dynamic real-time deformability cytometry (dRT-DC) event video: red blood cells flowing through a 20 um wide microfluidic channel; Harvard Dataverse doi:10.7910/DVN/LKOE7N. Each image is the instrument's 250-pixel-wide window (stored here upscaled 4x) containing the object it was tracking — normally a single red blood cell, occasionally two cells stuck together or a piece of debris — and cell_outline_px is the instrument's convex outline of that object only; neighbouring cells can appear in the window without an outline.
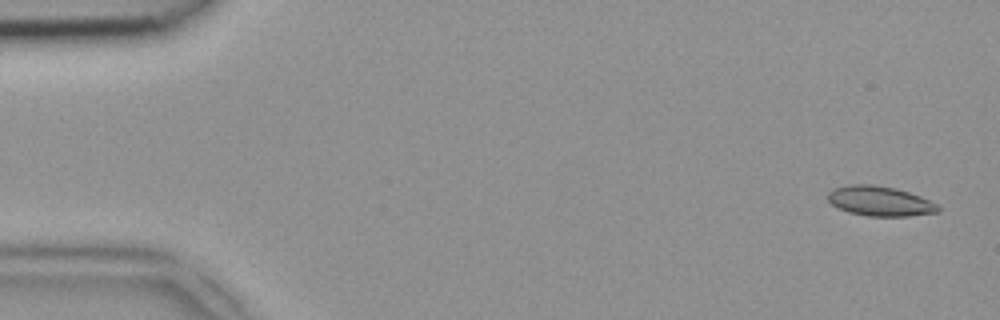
{"species": "common noctule bat (a hibernating species)", "species_latin": "Nyctalus noctula", "temperature_condition": "room temperature", "stored_images_in_passage": 48, "camera_frame_rate_fps": 3000, "um_per_image_px": 0.085, "animal": {"sex": "female", "body_mass_g": 18.4}, "frame": {"image": 1, "passage_image": 2, "time_ms": 0.333, "image_size_px": [1000, 320], "cell_outline_px": [[940, 212], [908, 216], [868, 216], [848, 212], [832, 204], [828, 200], [828, 192], [832, 188], [848, 184], [876, 184], [896, 188], [920, 196], [936, 204], [940, 208]], "centroid_in_image_um": [74.77, 17.08], "position_along_channel_um": 10.2, "area_um2": 19.25}}
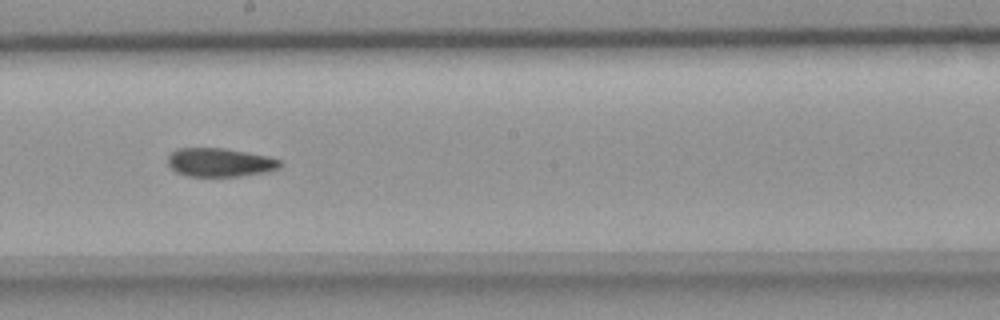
{"frame": {"image": 2, "passage_image": 27, "time_ms": 8.667, "image_size_px": [1000, 320], "cell_outline_px": [[284, 164], [280, 168], [264, 172], [240, 176], [188, 176], [176, 172], [168, 164], [168, 156], [176, 148], [224, 148], [268, 156], [280, 160]], "centroid_in_image_um": [18.7, 13.8], "position_along_channel_um": 229.5, "area_um2": 18.73}}
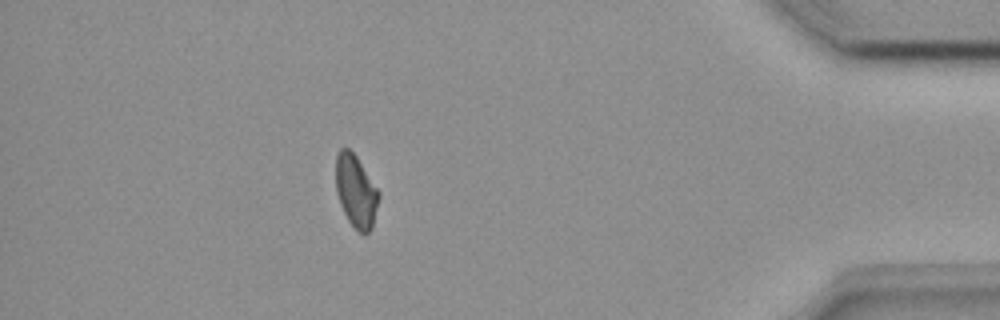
{"frame": {"image": 3, "passage_image": 43, "time_ms": 14.0, "image_size_px": [1000, 320], "cell_outline_px": [[380, 196], [372, 228], [364, 236], [348, 220], [340, 204], [336, 192], [336, 156], [340, 148], [348, 148], [356, 156], [380, 192]], "centroid_in_image_um": [30.26, 16.26], "position_along_channel_um": 404.9, "area_um2": 18.09}}